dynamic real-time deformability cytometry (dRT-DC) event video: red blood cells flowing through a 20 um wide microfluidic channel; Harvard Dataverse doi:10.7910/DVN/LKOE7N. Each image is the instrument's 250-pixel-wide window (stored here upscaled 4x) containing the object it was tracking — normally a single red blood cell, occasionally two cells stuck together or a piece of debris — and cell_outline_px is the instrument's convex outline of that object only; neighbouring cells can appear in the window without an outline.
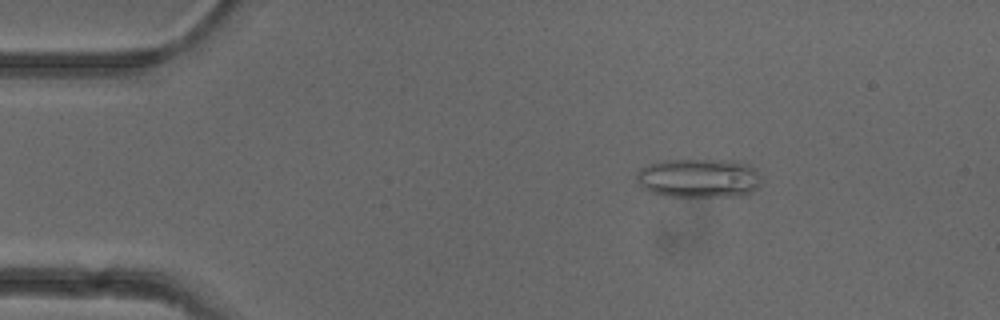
{"species": "common noctule bat (a hibernating species)", "species_latin": "Nyctalus noctula", "temperature_condition": "cold", "stored_images_in_passage": 52, "camera_frame_rate_fps": 3000, "um_per_image_px": 0.085, "animal": {"sex": "female"}, "frame": {"image": 1, "passage_image": 8, "time_ms": 2.333, "image_size_px": [1000, 320], "cell_outline_px": [[760, 184], [752, 192], [740, 196], [664, 196], [652, 192], [644, 188], [636, 180], [636, 176], [640, 168], [648, 164], [664, 160], [736, 160], [748, 164], [756, 168], [760, 176]], "centroid_in_image_um": [59.42, 15.13], "position_along_channel_um": 25.6, "area_um2": 28.61}}
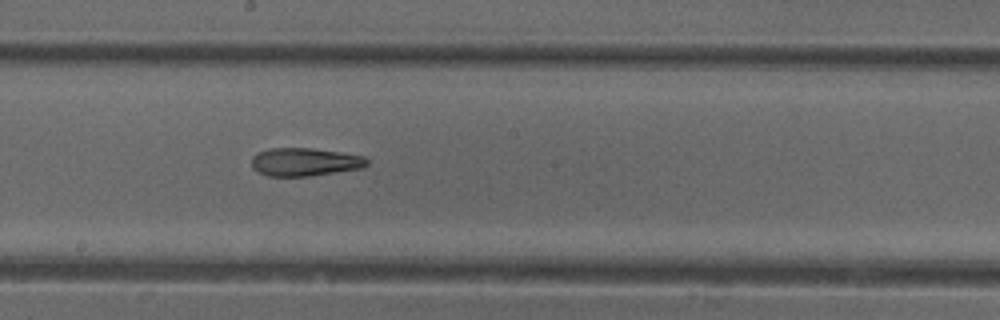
{"frame": {"image": 2, "passage_image": 28, "time_ms": 9.0, "image_size_px": [1000, 320], "cell_outline_px": [[368, 164], [364, 168], [308, 176], [268, 176], [252, 168], [252, 156], [256, 152], [272, 148], [312, 148], [340, 152], [364, 156], [368, 160]], "centroid_in_image_um": [25.91, 13.76], "position_along_channel_um": 222.3, "area_um2": 18.96}}
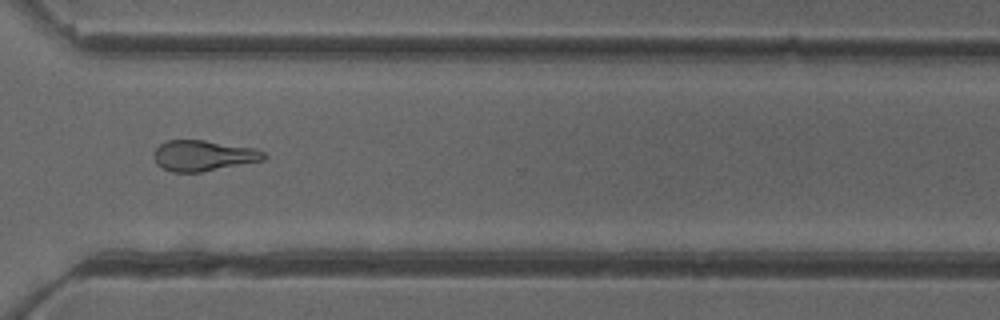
{"frame": {"image": 3, "passage_image": 38, "time_ms": 12.333, "image_size_px": [1000, 320], "cell_outline_px": [[268, 156], [264, 160], [200, 172], [172, 172], [156, 164], [152, 156], [152, 152], [160, 144], [168, 140], [204, 140], [256, 148], [264, 152]], "centroid_in_image_um": [17.27, 13.22], "position_along_channel_um": 353.3, "area_um2": 19.77}, "authors_computed_cell_mechanics": {"area_um2": 20.5768, "velocity_mm_per_s": 3.9393, "shape_relaxation_time_tau1_ms": null, "shape_relaxation_time_tau2_ms": 5.5101, "deformation_change_tau1": null, "deformation_change_tau2": 0.1694}}